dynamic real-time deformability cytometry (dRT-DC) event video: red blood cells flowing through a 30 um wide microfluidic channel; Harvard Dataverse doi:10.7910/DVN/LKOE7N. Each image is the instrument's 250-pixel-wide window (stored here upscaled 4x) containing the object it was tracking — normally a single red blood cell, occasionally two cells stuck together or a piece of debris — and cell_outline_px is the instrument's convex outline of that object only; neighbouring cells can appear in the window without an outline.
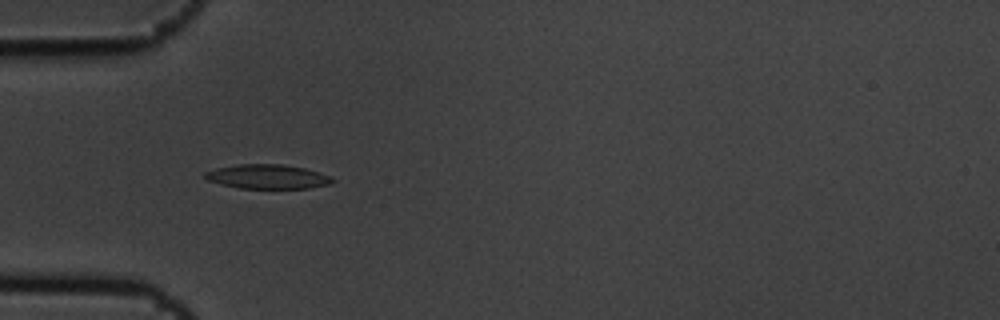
{"species": "common noctule bat (a hibernating species)", "species_latin": "Nyctalus noctula", "temperature_condition": "cold", "stored_images_in_passage": 4, "camera_frame_rate_fps": 3000, "um_per_image_px": 0.085, "animal": {"sex": "male", "body_mass_g": 19.5, "forearm_length_mm": 54.6}, "frame": {"image": 1, "passage_image": 4, "time_ms": 1.0, "image_size_px": [1000, 320], "cell_outline_px": [[336, 180], [332, 184], [308, 188], [240, 188], [220, 184], [208, 180], [204, 176], [204, 172], [216, 168], [236, 164], [284, 164], [304, 168], [332, 176]], "centroid_in_image_um": [22.77, 15.01], "position_along_channel_um": 62.2, "area_um2": 18.15}}